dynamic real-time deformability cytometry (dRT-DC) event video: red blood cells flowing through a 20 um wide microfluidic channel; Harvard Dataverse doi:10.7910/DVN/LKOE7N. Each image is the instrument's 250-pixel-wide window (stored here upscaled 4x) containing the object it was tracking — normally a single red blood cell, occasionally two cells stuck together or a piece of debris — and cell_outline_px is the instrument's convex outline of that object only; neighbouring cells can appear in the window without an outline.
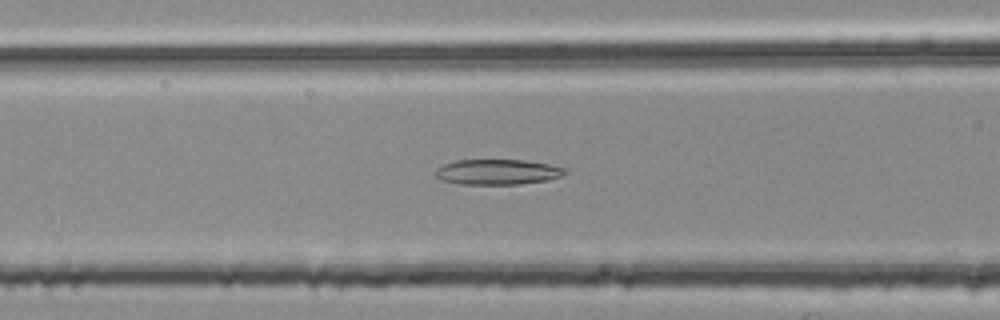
{"species": "common noctule bat (a hibernating species)", "species_latin": "Nyctalus noctula", "temperature_condition": "room temperature", "stored_images_in_passage": 37, "camera_frame_rate_fps": 3000, "um_per_image_px": 0.085, "animal": {"sex": "female", "body_mass_g": 25.1}, "frame": {"image": 1, "passage_image": 5, "time_ms": 1.333, "image_size_px": [1000, 320], "cell_outline_px": [[564, 172], [560, 176], [544, 180], [520, 184], [460, 184], [440, 180], [432, 172], [436, 168], [444, 164], [456, 160], [524, 160], [548, 164], [564, 168]], "centroid_in_image_um": [42.18, 14.61], "position_along_channel_um": 124.4, "area_um2": 18.96}}
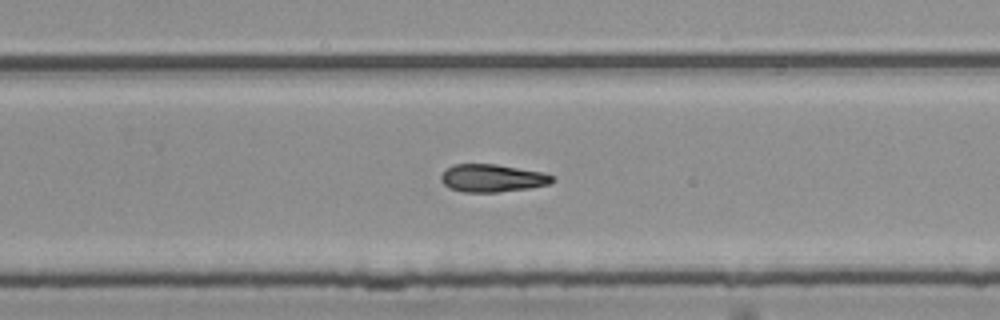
{"frame": {"image": 2, "passage_image": 18, "time_ms": 5.667, "image_size_px": [1000, 320], "cell_outline_px": [[556, 180], [548, 184], [532, 188], [500, 192], [464, 192], [448, 188], [440, 180], [440, 176], [452, 164], [496, 164], [544, 172], [552, 176]], "centroid_in_image_um": [41.85, 15.14], "position_along_channel_um": 287.9, "area_um2": 18.15}}
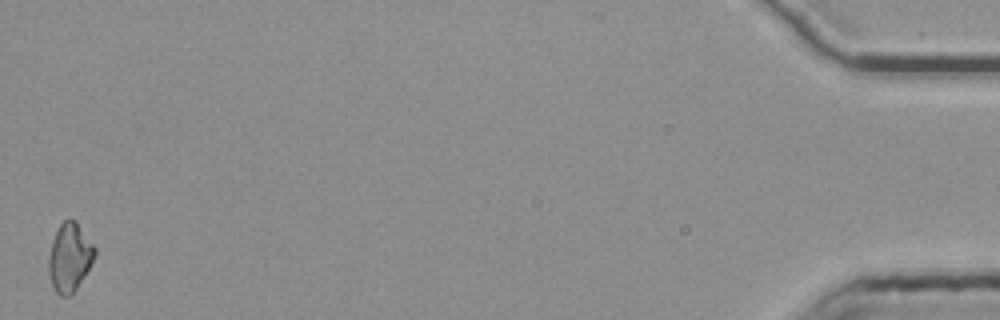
{"frame": {"image": 3, "passage_image": 37, "time_ms": 12.0, "image_size_px": [1000, 320], "cell_outline_px": [[96, 256], [84, 276], [76, 288], [68, 296], [60, 296], [56, 292], [52, 284], [48, 272], [48, 256], [52, 240], [60, 224], [64, 220], [72, 220], [76, 224], [96, 248]], "centroid_in_image_um": [5.9, 21.91], "position_along_channel_um": 429.3, "area_um2": 17.98}}